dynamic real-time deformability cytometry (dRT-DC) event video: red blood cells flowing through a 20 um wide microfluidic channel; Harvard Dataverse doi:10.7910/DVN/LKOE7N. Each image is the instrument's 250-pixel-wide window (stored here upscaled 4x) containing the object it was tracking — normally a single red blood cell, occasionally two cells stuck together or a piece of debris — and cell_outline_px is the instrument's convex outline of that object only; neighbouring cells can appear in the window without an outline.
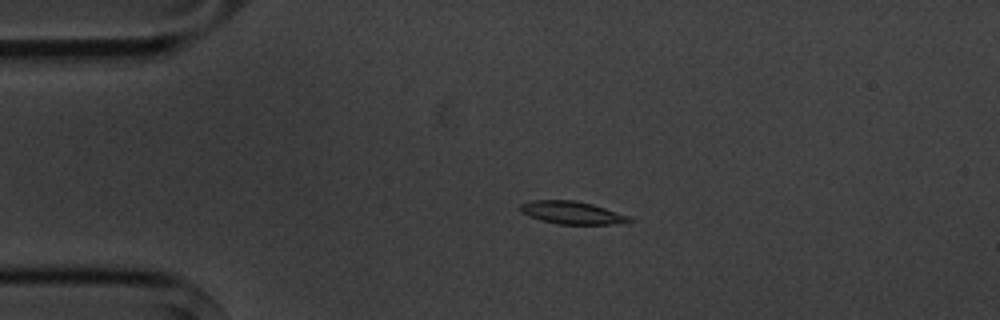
{"species": "common noctule bat (a hibernating species)", "species_latin": "Nyctalus noctula", "temperature_condition": "cold", "stored_images_in_passage": 4, "camera_frame_rate_fps": 3000, "um_per_image_px": 0.085, "animal": {"sex": "male", "body_mass_g": 20.1, "forearm_length_mm": 53.5}, "frame": {"image": 1, "passage_image": 3, "time_ms": 2.333, "image_size_px": [1000, 320], "cell_outline_px": [[632, 220], [612, 224], [556, 224], [540, 220], [528, 216], [520, 212], [520, 204], [532, 200], [576, 200], [592, 204], [628, 216]], "centroid_in_image_um": [48.52, 18.07], "position_along_channel_um": 36.5, "area_um2": 14.28}}
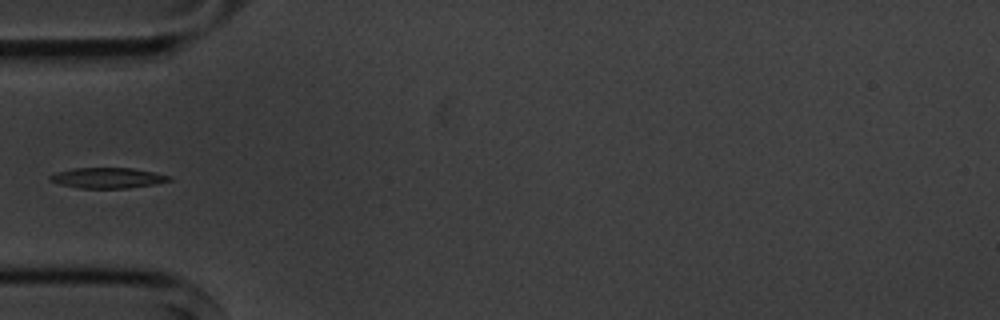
{"frame": {"image": 2, "passage_image": 4, "time_ms": 4.333, "image_size_px": [1000, 320], "cell_outline_px": [[172, 180], [156, 184], [128, 188], [80, 188], [60, 184], [48, 180], [48, 176], [56, 172], [72, 168], [132, 168], [172, 176]], "centroid_in_image_um": [9.14, 15.12], "position_along_channel_um": 75.9, "area_um2": 14.28}}